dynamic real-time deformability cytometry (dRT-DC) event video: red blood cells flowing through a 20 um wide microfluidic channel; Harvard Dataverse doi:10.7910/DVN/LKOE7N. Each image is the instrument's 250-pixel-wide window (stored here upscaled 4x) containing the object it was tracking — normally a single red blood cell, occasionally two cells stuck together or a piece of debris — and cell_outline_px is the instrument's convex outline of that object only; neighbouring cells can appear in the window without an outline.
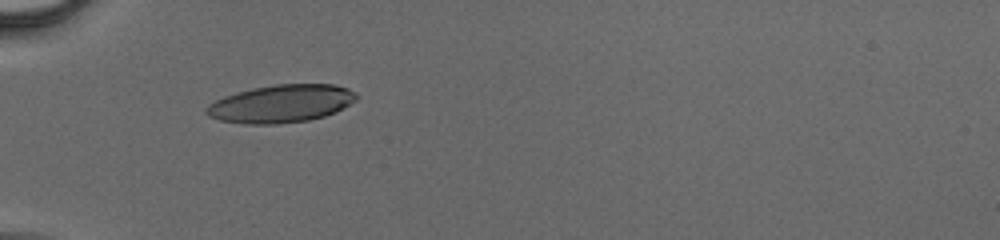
{"species": "human", "species_latin": "Homo sapiens", "temperature_condition": "cold", "stored_images_in_passage": 21, "camera_frame_rate_fps": 3000, "um_per_image_px": 0.085, "donor": {"sex": "male"}, "frame": {"image": 1, "passage_image": 1, "time_ms": 0.0, "image_size_px": [1000, 240], "cell_outline_px": [[360, 96], [356, 100], [324, 116], [308, 120], [276, 124], [244, 124], [220, 120], [208, 116], [204, 112], [204, 108], [208, 104], [224, 96], [236, 92], [252, 88], [276, 84], [332, 84], [348, 88], [356, 92]], "centroid_in_image_um": [23.85, 8.8], "position_along_channel_um": 61.1, "area_um2": 33.06}}
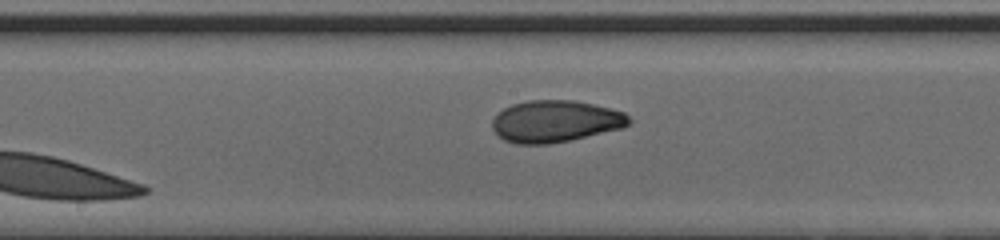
{"frame": {"image": 2, "passage_image": 11, "time_ms": 3.333, "image_size_px": [1000, 240], "cell_outline_px": [[632, 120], [624, 128], [568, 140], [548, 144], [516, 144], [504, 140], [492, 128], [492, 120], [504, 108], [512, 104], [528, 100], [572, 100], [592, 104], [624, 112]], "centroid_in_image_um": [47.2, 10.31], "position_along_channel_um": 201.0, "area_um2": 33.12}}
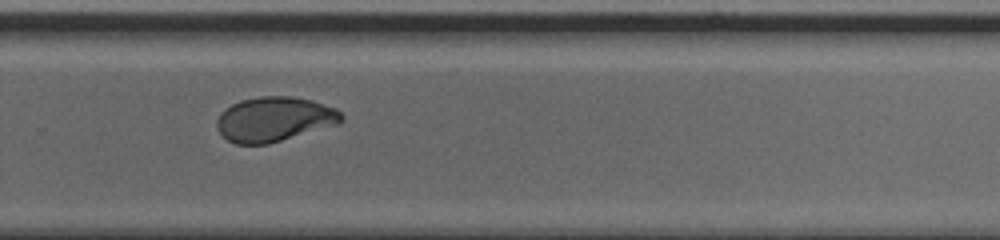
{"frame": {"image": 3, "passage_image": 18, "time_ms": 5.667, "image_size_px": [1000, 240], "cell_outline_px": [[344, 120], [340, 124], [268, 144], [236, 144], [228, 140], [216, 128], [216, 120], [220, 112], [232, 104], [240, 100], [260, 96], [292, 96], [312, 100], [336, 108], [344, 116]], "centroid_in_image_um": [23.34, 10.13], "position_along_channel_um": 306.5, "area_um2": 32.71}}